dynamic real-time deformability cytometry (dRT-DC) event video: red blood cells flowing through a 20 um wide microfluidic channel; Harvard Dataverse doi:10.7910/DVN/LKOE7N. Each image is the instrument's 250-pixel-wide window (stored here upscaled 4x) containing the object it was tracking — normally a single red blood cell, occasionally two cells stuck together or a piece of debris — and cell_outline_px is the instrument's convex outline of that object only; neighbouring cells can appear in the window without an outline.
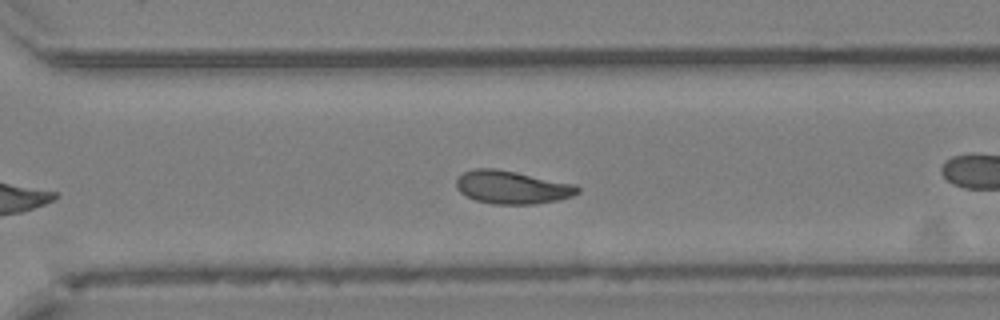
{"species": "Egyptian fruit bat (a non-hibernating species)", "species_latin": "Rousettus aegyptiacus", "temperature_condition": "cold", "stored_images_in_passage": 21, "camera_frame_rate_fps": 3000, "um_per_image_px": 0.085, "animal": {"sex": "female"}, "frame": {"image": 1, "passage_image": 15, "time_ms": 4.667, "image_size_px": [1000, 320], "cell_outline_px": [[580, 192], [572, 196], [560, 200], [536, 204], [492, 204], [476, 200], [460, 192], [456, 188], [456, 180], [464, 172], [476, 168], [496, 168], [576, 184], [580, 188]], "centroid_in_image_um": [43.56, 15.92], "position_along_channel_um": 327.0, "area_um2": 23.47}}